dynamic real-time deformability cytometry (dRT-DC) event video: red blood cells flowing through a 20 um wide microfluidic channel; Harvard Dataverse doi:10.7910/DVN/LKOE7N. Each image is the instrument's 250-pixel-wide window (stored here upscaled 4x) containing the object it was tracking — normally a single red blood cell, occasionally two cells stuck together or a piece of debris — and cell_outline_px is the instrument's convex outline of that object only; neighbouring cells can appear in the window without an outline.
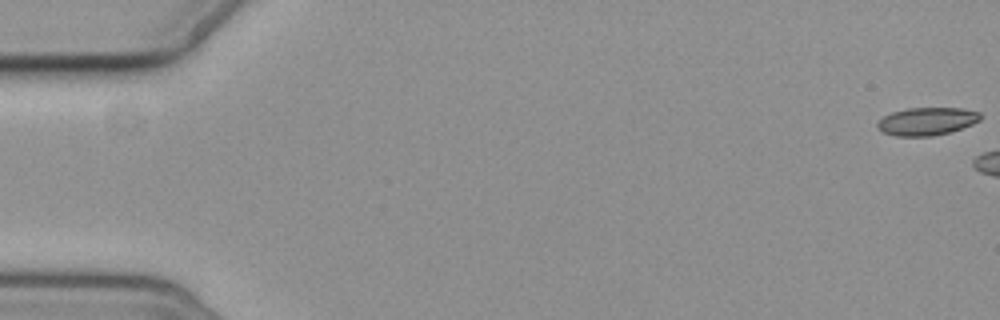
{"species": "common noctule bat (a hibernating species)", "species_latin": "Nyctalus noctula", "temperature_condition": "cold", "stored_images_in_passage": 9, "camera_frame_rate_fps": 3000, "um_per_image_px": 0.085, "animal": {"sex": "female", "body_mass_g": 19.3, "forearm_length_mm": 54.1}, "frame": {"image": 1, "passage_image": 1, "time_ms": 0.0, "image_size_px": [1000, 320], "cell_outline_px": [[980, 120], [972, 124], [948, 132], [932, 136], [896, 136], [880, 132], [876, 128], [876, 124], [884, 116], [892, 112], [908, 108], [964, 108], [980, 112]], "centroid_in_image_um": [78.74, 10.31], "position_along_channel_um": 6.3, "area_um2": 16.7}}
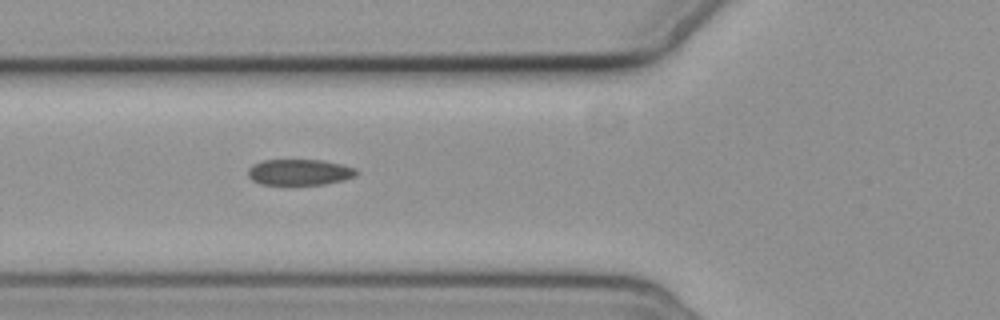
{"frame": {"image": 2, "passage_image": 7, "time_ms": 8.667, "image_size_px": [1000, 320], "cell_outline_px": [[360, 172], [356, 176], [344, 180], [324, 184], [260, 184], [252, 180], [248, 176], [248, 168], [252, 164], [264, 160], [324, 160], [356, 168]], "centroid_in_image_um": [25.48, 14.63], "position_along_channel_um": 100.3, "area_um2": 16.47}}
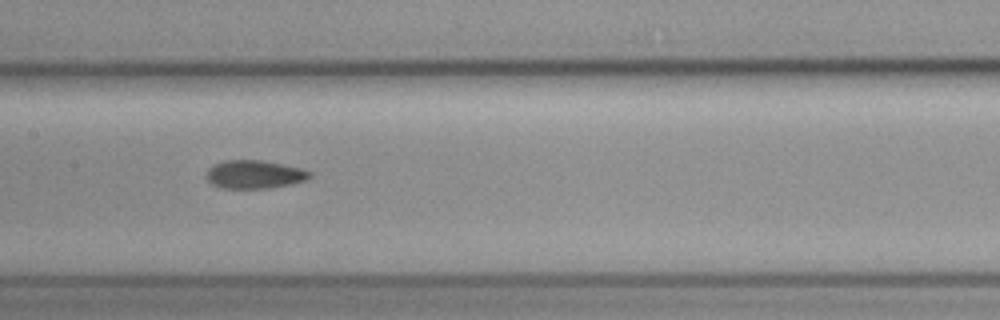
{"frame": {"image": 3, "passage_image": 9, "time_ms": 11.0, "image_size_px": [1000, 320], "cell_outline_px": [[312, 176], [308, 180], [268, 188], [220, 188], [212, 184], [204, 176], [208, 168], [224, 160], [264, 160], [300, 168], [312, 172]], "centroid_in_image_um": [21.61, 14.82], "position_along_channel_um": 185.8, "area_um2": 17.11}}